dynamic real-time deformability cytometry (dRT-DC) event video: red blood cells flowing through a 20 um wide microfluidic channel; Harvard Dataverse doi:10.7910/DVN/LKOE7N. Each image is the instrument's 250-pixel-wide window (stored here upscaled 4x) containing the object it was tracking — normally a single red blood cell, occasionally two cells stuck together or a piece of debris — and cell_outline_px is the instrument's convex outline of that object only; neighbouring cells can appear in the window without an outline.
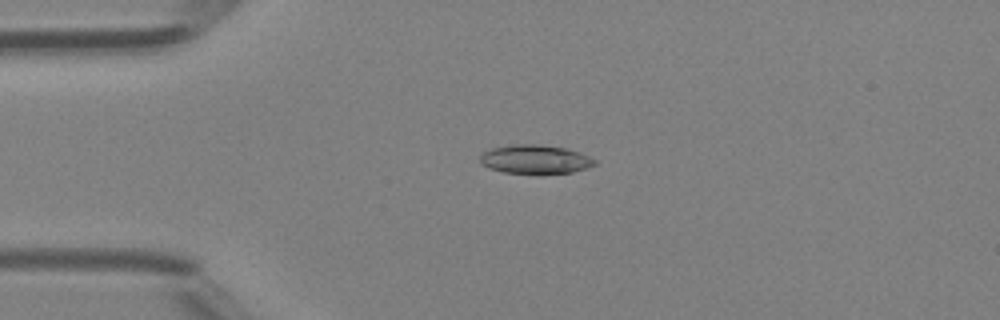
{"species": "Egyptian fruit bat (a non-hibernating species)", "species_latin": "Rousettus aegyptiacus", "temperature_condition": "room temperature", "stored_images_in_passage": 48, "camera_frame_rate_fps": 3000, "um_per_image_px": 0.085, "animal": {"sex": "female"}, "frame": {"image": 1, "passage_image": 12, "time_ms": 3.667, "image_size_px": [1000, 320], "cell_outline_px": [[596, 164], [588, 168], [572, 172], [540, 176], [504, 172], [488, 168], [480, 164], [480, 156], [484, 152], [492, 148], [512, 144], [536, 144], [568, 148], [580, 152], [596, 160]], "centroid_in_image_um": [45.51, 13.57], "position_along_channel_um": 39.5, "area_um2": 20.0}}
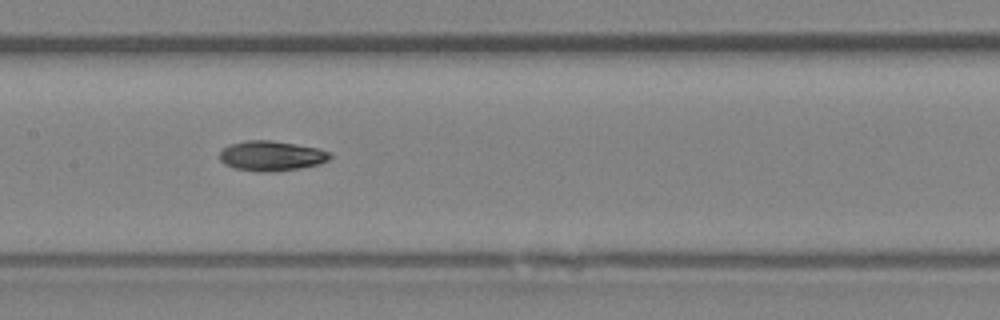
{"frame": {"image": 2, "passage_image": 24, "time_ms": 7.667, "image_size_px": [1000, 320], "cell_outline_px": [[332, 156], [328, 160], [320, 164], [300, 168], [268, 172], [236, 168], [224, 164], [220, 160], [220, 152], [228, 144], [248, 140], [272, 140], [320, 148], [332, 152]], "centroid_in_image_um": [23.11, 13.23], "position_along_channel_um": 184.3, "area_um2": 19.31}}
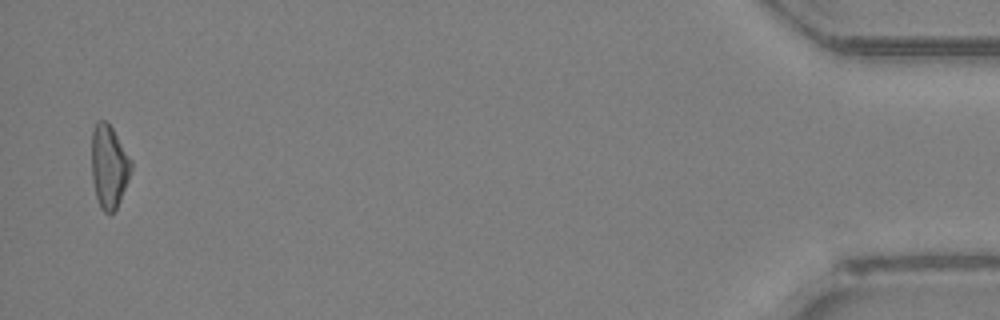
{"frame": {"image": 3, "passage_image": 47, "time_ms": 15.333, "image_size_px": [1000, 320], "cell_outline_px": [[132, 168], [128, 180], [120, 200], [116, 208], [112, 212], [104, 212], [100, 208], [96, 196], [92, 180], [92, 128], [96, 120], [104, 120], [112, 128], [132, 160]], "centroid_in_image_um": [9.25, 14.13], "position_along_channel_um": 425.9, "area_um2": 19.07}, "authors_computed_cell_mechanics": {"area_um2": 19.1607, "velocity_mm_per_s": 4.3418, "shape_relaxation_time_tau1_ms": 6.7881, "shape_relaxation_time_tau2_ms": 10.5171, "deformation_change_tau1": 0.1733, "deformation_change_tau2": 0.1838}}